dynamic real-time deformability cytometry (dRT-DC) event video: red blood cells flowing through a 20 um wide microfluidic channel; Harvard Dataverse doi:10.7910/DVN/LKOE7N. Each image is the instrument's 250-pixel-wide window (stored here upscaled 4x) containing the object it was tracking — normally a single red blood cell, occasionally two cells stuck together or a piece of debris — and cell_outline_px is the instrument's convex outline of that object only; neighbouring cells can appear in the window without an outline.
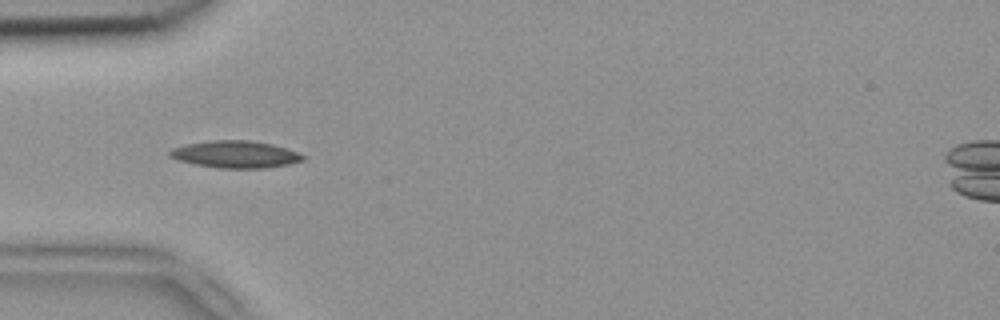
{"species": "common noctule bat (a hibernating species)", "species_latin": "Nyctalus noctula", "temperature_condition": "room temperature", "stored_images_in_passage": 6, "camera_frame_rate_fps": 3000, "um_per_image_px": 0.085, "animal": {"sex": "female", "body_mass_g": 18.4}, "frame": {"image": 1, "passage_image": 3, "time_ms": 0.667, "image_size_px": [1000, 320], "cell_outline_px": [[304, 160], [288, 164], [264, 168], [220, 168], [196, 164], [176, 160], [168, 156], [168, 152], [172, 148], [184, 144], [208, 140], [252, 140], [272, 144], [296, 152], [304, 156]], "centroid_in_image_um": [19.94, 13.11], "position_along_channel_um": 65.1, "area_um2": 21.04}}
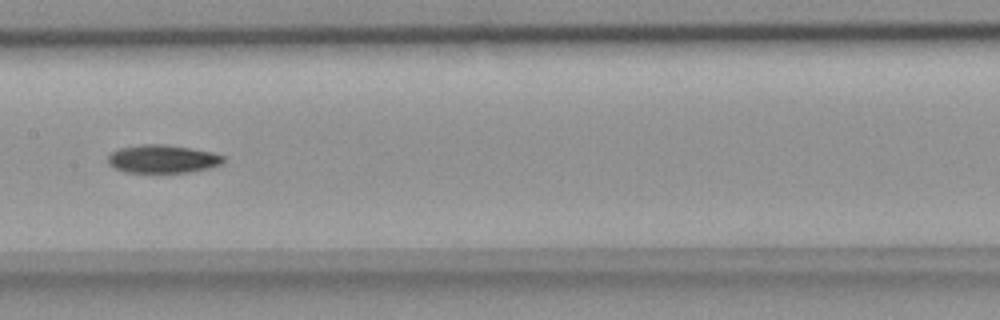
{"frame": {"image": 2, "passage_image": 6, "time_ms": 1.667, "image_size_px": [1000, 320], "cell_outline_px": [[224, 160], [220, 164], [208, 168], [188, 172], [124, 172], [112, 168], [108, 164], [108, 156], [112, 152], [120, 148], [144, 144], [160, 144], [188, 148], [212, 152], [224, 156]], "centroid_in_image_um": [13.78, 13.52], "position_along_channel_um": 193.6, "area_um2": 18.73}}